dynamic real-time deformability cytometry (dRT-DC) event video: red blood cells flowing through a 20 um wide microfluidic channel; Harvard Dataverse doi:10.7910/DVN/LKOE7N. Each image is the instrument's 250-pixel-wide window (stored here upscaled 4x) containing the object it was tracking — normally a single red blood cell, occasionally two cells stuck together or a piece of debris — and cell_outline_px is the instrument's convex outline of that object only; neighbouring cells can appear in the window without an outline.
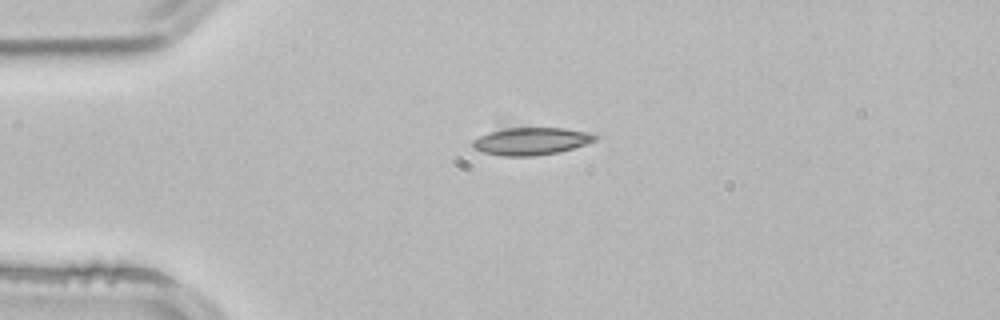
{"species": "common noctule bat (a hibernating species)", "species_latin": "Nyctalus noctula", "temperature_condition": "room temperature", "stored_images_in_passage": 1, "camera_frame_rate_fps": 3000, "um_per_image_px": 0.085, "animal": {"sex": "male", "body_mass_g": 21.5, "forearm_length_mm": 52.0}, "frame": {"image": 1, "passage_image": 1, "time_ms": 0.0, "image_size_px": [1000, 320], "cell_outline_px": [[596, 140], [572, 148], [556, 152], [536, 156], [500, 156], [484, 152], [472, 148], [472, 140], [488, 132], [500, 128], [564, 128], [592, 132], [596, 136]], "centroid_in_image_um": [45.11, 11.99], "position_along_channel_um": 39.9, "area_um2": 19.59}}